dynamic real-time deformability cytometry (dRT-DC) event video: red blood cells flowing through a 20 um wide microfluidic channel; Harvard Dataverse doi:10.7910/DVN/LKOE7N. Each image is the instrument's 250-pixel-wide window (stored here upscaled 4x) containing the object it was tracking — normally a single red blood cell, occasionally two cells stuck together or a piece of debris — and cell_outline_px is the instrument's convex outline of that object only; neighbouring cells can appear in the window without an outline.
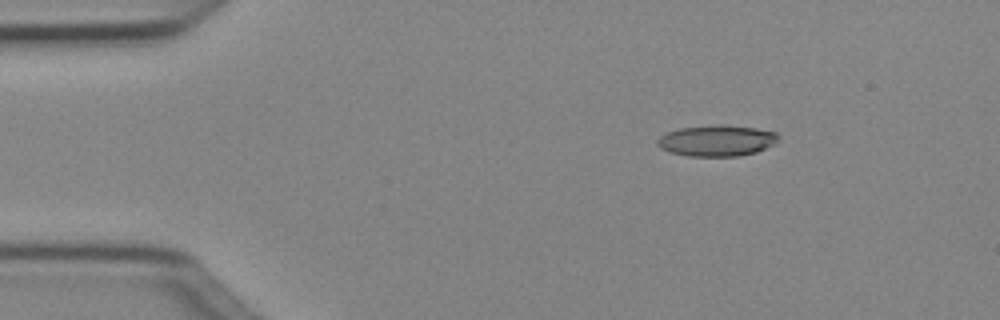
{"species": "Egyptian fruit bat (a non-hibernating species)", "species_latin": "Rousettus aegyptiacus", "temperature_condition": "cold", "stored_images_in_passage": 5, "camera_frame_rate_fps": 3000, "um_per_image_px": 0.085, "animal": {"sex": "female"}, "frame": {"image": 1, "passage_image": 3, "time_ms": 0.667, "image_size_px": [1000, 320], "cell_outline_px": [[780, 136], [772, 144], [756, 152], [736, 156], [688, 156], [672, 152], [660, 148], [656, 144], [656, 140], [660, 136], [668, 132], [680, 128], [720, 124], [756, 128], [776, 132]], "centroid_in_image_um": [60.9, 11.95], "position_along_channel_um": 24.1, "area_um2": 21.73}}
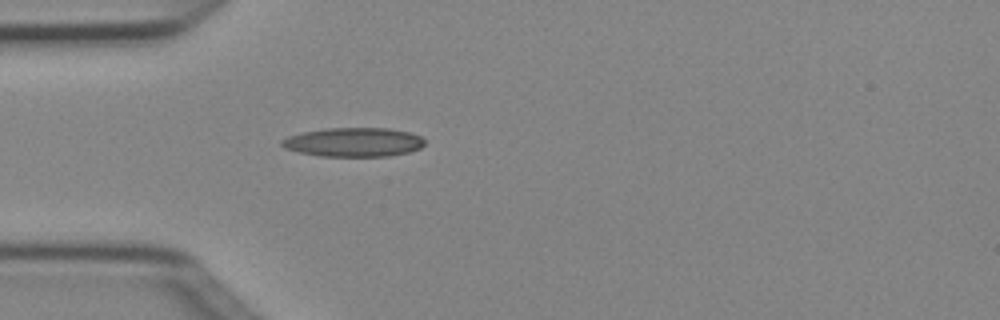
{"frame": {"image": 2, "passage_image": 5, "time_ms": 1.333, "image_size_px": [1000, 320], "cell_outline_px": [[424, 144], [420, 148], [408, 152], [388, 156], [320, 156], [300, 152], [284, 148], [280, 144], [280, 140], [288, 136], [304, 132], [324, 128], [388, 128], [408, 132], [420, 136], [424, 140]], "centroid_in_image_um": [30.03, 12.08], "position_along_channel_um": 55.0, "area_um2": 24.1}}